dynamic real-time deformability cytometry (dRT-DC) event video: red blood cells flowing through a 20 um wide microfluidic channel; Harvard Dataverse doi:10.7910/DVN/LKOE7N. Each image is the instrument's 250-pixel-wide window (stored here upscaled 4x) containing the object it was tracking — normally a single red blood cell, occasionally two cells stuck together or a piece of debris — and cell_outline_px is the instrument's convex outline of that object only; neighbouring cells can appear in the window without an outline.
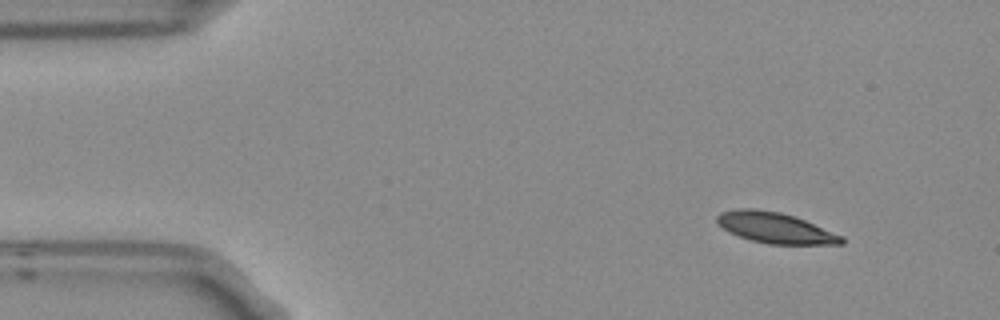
{"species": "Egyptian fruit bat (a non-hibernating species)", "species_latin": "Rousettus aegyptiacus", "temperature_condition": "room temperature", "stored_images_in_passage": 8, "camera_frame_rate_fps": 3000, "um_per_image_px": 0.085, "frame": {"image": 1, "passage_image": 1, "time_ms": 0.0, "image_size_px": [1000, 320], "cell_outline_px": [[844, 244], [768, 244], [752, 240], [728, 232], [716, 220], [716, 216], [720, 212], [740, 208], [756, 208], [780, 212], [804, 220], [844, 236]], "centroid_in_image_um": [65.9, 19.36], "position_along_channel_um": 19.1, "area_um2": 22.14}}
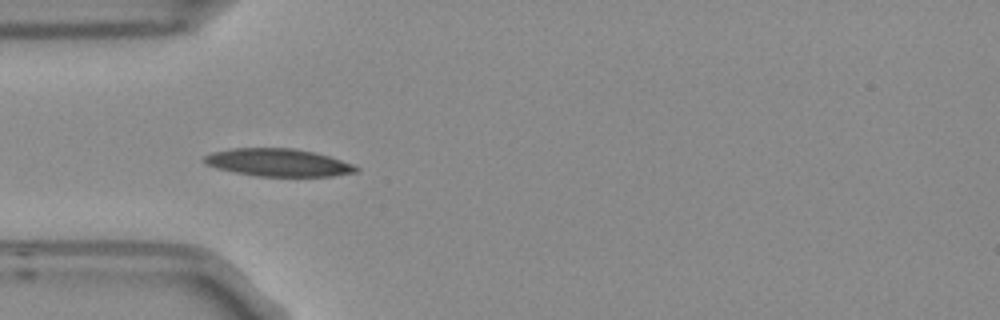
{"frame": {"image": 2, "passage_image": 4, "time_ms": 1.0, "image_size_px": [1000, 320], "cell_outline_px": [[360, 168], [356, 172], [332, 176], [256, 176], [216, 168], [208, 164], [204, 160], [204, 156], [212, 152], [232, 148], [292, 148], [312, 152], [328, 156], [352, 164]], "centroid_in_image_um": [23.64, 13.81], "position_along_channel_um": 61.4, "area_um2": 24.16}}